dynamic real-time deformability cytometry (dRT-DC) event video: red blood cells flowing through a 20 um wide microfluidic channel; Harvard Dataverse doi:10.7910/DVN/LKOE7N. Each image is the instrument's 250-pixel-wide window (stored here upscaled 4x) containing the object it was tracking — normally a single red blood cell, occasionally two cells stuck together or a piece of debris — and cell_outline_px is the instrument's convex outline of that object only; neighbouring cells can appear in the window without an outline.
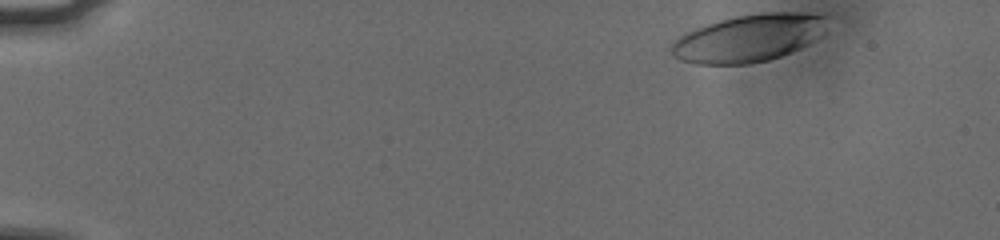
{"species": "human", "species_latin": "Homo sapiens", "temperature_condition": "cold", "stored_images_in_passage": 44, "camera_frame_rate_fps": 3000, "um_per_image_px": 0.085, "donor": {"sex": "male"}, "frame": {"image": 1, "passage_image": 1, "time_ms": 0.0, "image_size_px": [1000, 240], "cell_outline_px": [[828, 16], [824, 36], [800, 48], [780, 56], [768, 60], [748, 64], [696, 64], [680, 60], [672, 56], [668, 48], [684, 32], [720, 20], [736, 16], [760, 12], [800, 12]], "centroid_in_image_um": [63.66, 3.23], "position_along_channel_um": 21.3, "area_um2": 43.41}}
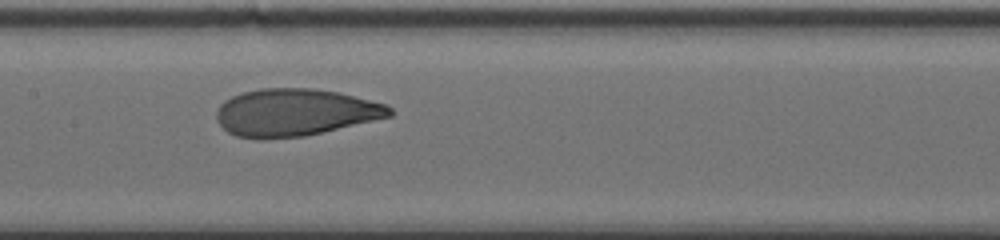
{"frame": {"image": 2, "passage_image": 24, "time_ms": 7.667, "image_size_px": [1000, 240], "cell_outline_px": [[396, 112], [392, 116], [304, 136], [236, 136], [228, 132], [216, 120], [216, 112], [220, 104], [224, 100], [232, 96], [244, 92], [260, 88], [312, 88], [340, 92], [388, 104]], "centroid_in_image_um": [25.14, 9.51], "position_along_channel_um": 182.3, "area_um2": 47.11}}
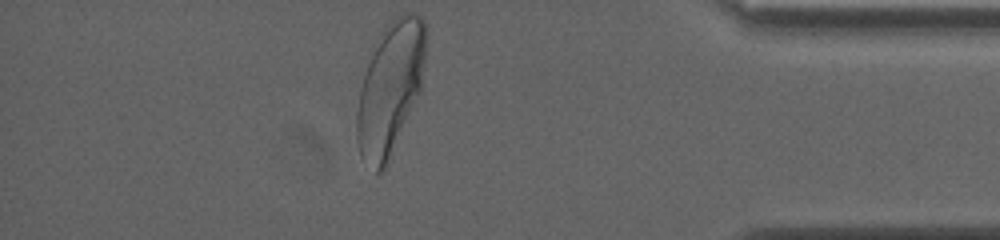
{"frame": {"image": 3, "passage_image": 44, "time_ms": 14.333, "image_size_px": [1000, 240], "cell_outline_px": [[428, 32], [420, 92], [388, 160], [384, 168], [380, 172], [376, 172], [360, 156], [356, 140], [356, 112], [360, 88], [368, 64], [388, 24], [396, 16], [404, 12], [412, 12], [420, 16], [424, 20]], "centroid_in_image_um": [33.19, 7.49], "position_along_channel_um": 402.0, "area_um2": 52.19}, "authors_computed_cell_mechanics": {"area_um2": 47.1359, "velocity_mm_per_s": 3.7388, "shape_relaxation_time_tau1_ms": 4.1509, "shape_relaxation_time_tau2_ms": 0.8587, "deformation_change_tau1": 0.1945, "deformation_change_tau2": 0.0649}}